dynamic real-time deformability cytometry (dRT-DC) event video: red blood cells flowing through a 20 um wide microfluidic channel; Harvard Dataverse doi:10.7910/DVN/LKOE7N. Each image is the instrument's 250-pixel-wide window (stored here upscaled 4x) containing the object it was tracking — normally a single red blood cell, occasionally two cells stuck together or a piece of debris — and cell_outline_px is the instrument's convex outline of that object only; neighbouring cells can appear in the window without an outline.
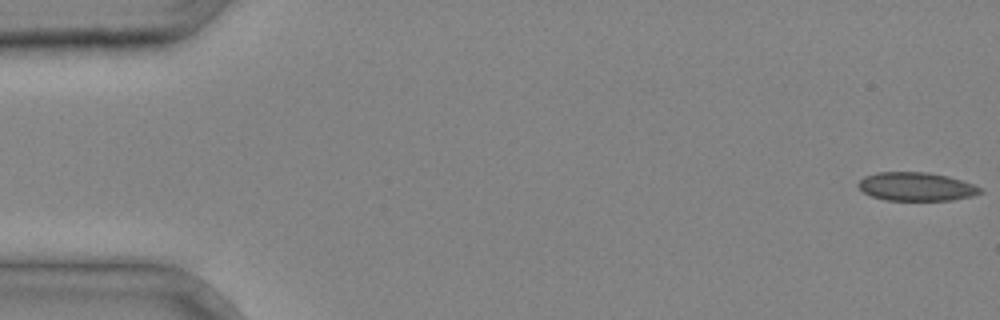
{"species": "common noctule bat (a hibernating species)", "species_latin": "Nyctalus noctula", "temperature_condition": "cold", "stored_images_in_passage": 4, "camera_frame_rate_fps": 3000, "um_per_image_px": 0.085, "animal": {"sex": "male", "body_mass_g": 20.4}, "frame": {"image": 1, "passage_image": 1, "time_ms": 0.0, "image_size_px": [1000, 320], "cell_outline_px": [[984, 192], [972, 196], [952, 200], [884, 200], [872, 196], [864, 192], [856, 184], [864, 176], [876, 172], [924, 172], [948, 176], [984, 188]], "centroid_in_image_um": [77.89, 15.86], "position_along_channel_um": 7.1, "area_um2": 20.29}}
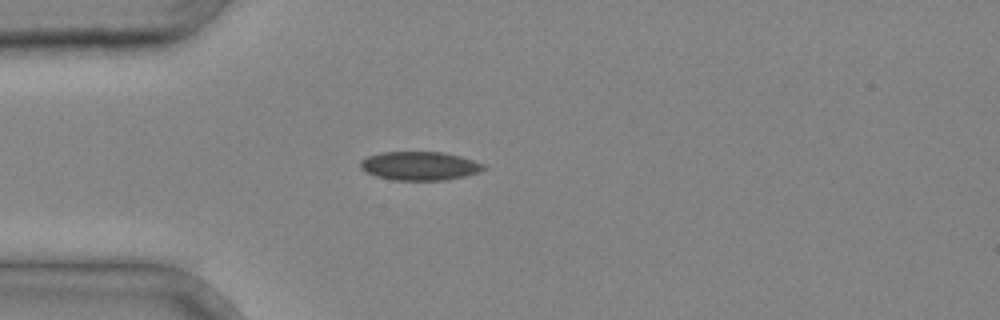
{"frame": {"image": 2, "passage_image": 4, "time_ms": 1.0, "image_size_px": [1000, 320], "cell_outline_px": [[488, 168], [480, 172], [464, 176], [444, 180], [392, 180], [376, 176], [364, 172], [360, 168], [360, 160], [368, 156], [380, 152], [444, 152], [460, 156], [484, 164]], "centroid_in_image_um": [35.66, 14.1], "position_along_channel_um": 49.3, "area_um2": 20.75}}